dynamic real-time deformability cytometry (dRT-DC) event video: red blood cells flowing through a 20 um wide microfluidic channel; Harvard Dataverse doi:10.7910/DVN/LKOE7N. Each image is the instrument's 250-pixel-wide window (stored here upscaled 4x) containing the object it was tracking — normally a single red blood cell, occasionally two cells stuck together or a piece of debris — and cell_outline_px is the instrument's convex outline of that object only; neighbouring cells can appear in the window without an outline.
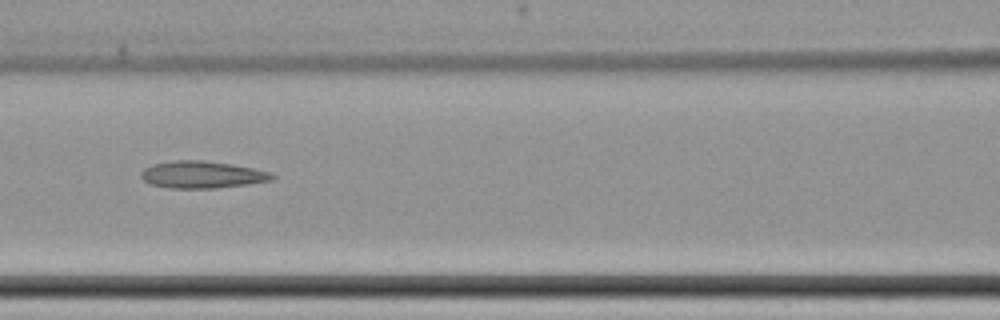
{"species": "common noctule bat (a hibernating species)", "species_latin": "Nyctalus noctula", "temperature_condition": "cold", "stored_images_in_passage": 7, "camera_frame_rate_fps": 3000, "um_per_image_px": 0.085, "animal": {"sex": "female", "body_mass_g": 22.7, "forearm_length_mm": 54.2}, "frame": {"image": 1, "passage_image": 5, "time_ms": 5.667, "image_size_px": [1000, 320], "cell_outline_px": [[276, 176], [272, 180], [248, 184], [216, 188], [168, 188], [148, 184], [140, 176], [140, 172], [144, 168], [152, 164], [176, 160], [200, 160], [232, 164], [252, 168], [268, 172]], "centroid_in_image_um": [17.12, 14.85], "position_along_channel_um": 149.5, "area_um2": 20.69}}
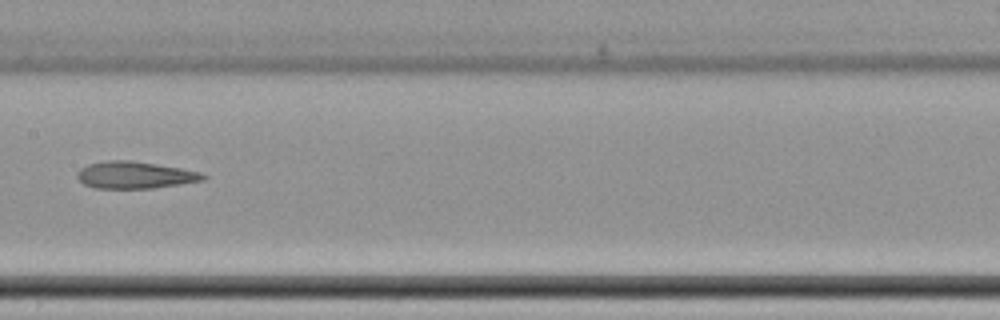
{"frame": {"image": 2, "passage_image": 6, "time_ms": 7.0, "image_size_px": [1000, 320], "cell_outline_px": [[208, 176], [204, 180], [156, 188], [92, 188], [84, 184], [76, 176], [76, 172], [80, 168], [88, 164], [104, 160], [132, 160], [180, 168], [200, 172]], "centroid_in_image_um": [11.44, 14.87], "position_along_channel_um": 196.0, "area_um2": 19.94}}
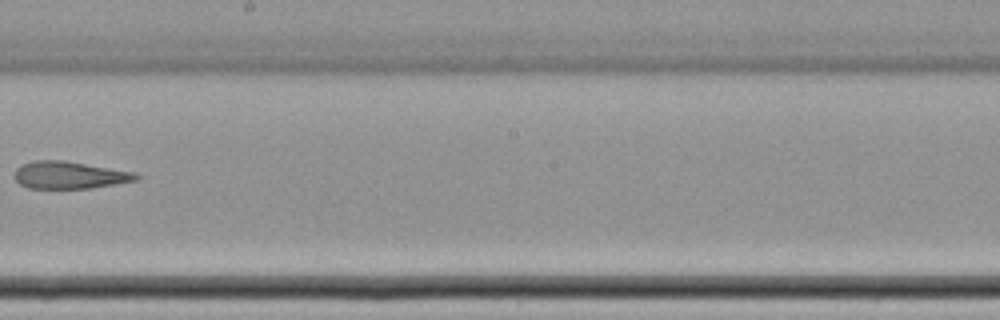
{"frame": {"image": 3, "passage_image": 7, "time_ms": 8.333, "image_size_px": [1000, 320], "cell_outline_px": [[140, 176], [136, 180], [92, 188], [28, 188], [20, 184], [16, 180], [16, 168], [20, 164], [32, 160], [64, 160], [132, 172]], "centroid_in_image_um": [5.85, 14.87], "position_along_channel_um": 242.3, "area_um2": 19.13}}